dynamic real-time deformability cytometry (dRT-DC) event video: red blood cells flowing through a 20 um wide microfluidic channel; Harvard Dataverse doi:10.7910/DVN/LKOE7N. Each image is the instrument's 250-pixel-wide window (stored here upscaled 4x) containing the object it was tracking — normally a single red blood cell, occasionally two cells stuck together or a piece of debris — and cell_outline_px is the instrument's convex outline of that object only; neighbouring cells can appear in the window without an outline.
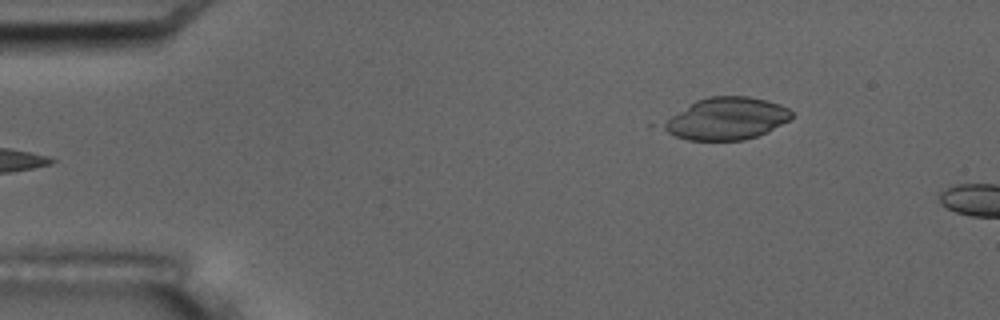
{"species": "common noctule bat (a hibernating species)", "species_latin": "Nyctalus noctula", "temperature_condition": "room temperature", "stored_images_in_passage": 6, "camera_frame_rate_fps": 3000, "um_per_image_px": 0.085, "animal": {"sex": "male", "body_mass_g": 17.5, "forearm_length_mm": 52.3}, "frame": {"image": 1, "passage_image": 6, "time_ms": 5.667, "image_size_px": [1000, 320], "cell_outline_px": [[792, 116], [788, 120], [756, 136], [744, 140], [688, 140], [676, 136], [660, 128], [660, 124], [696, 100], [708, 96], [748, 96], [780, 104], [788, 108], [792, 112]], "centroid_in_image_um": [61.72, 10.08], "position_along_channel_um": 23.3, "area_um2": 31.04}}